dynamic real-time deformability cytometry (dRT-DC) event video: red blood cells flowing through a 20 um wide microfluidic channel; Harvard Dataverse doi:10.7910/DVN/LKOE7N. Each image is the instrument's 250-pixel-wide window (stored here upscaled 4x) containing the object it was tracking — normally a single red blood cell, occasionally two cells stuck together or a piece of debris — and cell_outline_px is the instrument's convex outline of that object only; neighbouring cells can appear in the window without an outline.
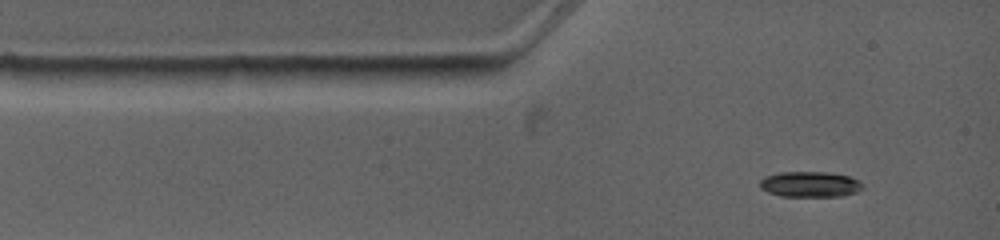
{"species": "common noctule bat (a hibernating species)", "species_latin": "Nyctalus noctula", "temperature_condition": "warm", "stored_images_in_passage": 4, "camera_frame_rate_fps": 4500, "um_per_image_px": 0.085, "animal": {"sex": "female", "body_mass_g": 19.0, "forearm_length_mm": 53.3}, "frame": {"image": 1, "passage_image": 1, "time_ms": 0.0, "image_size_px": [1000, 240], "cell_outline_px": [[864, 188], [856, 192], [840, 196], [780, 196], [768, 192], [760, 188], [760, 180], [764, 176], [780, 172], [828, 172], [848, 176], [856, 180]], "centroid_in_image_um": [68.8, 15.66], "position_along_channel_um": 16.2, "area_um2": 15.2}}
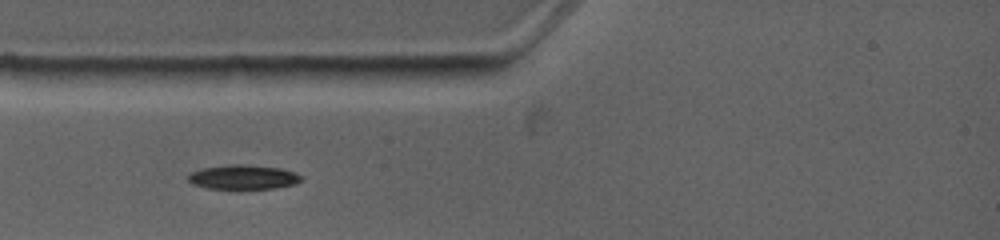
{"frame": {"image": 2, "passage_image": 3, "time_ms": 1.778, "image_size_px": [1000, 240], "cell_outline_px": [[300, 180], [292, 184], [276, 188], [208, 188], [192, 184], [188, 180], [188, 176], [192, 172], [200, 168], [228, 164], [240, 164], [280, 168], [292, 172], [300, 176]], "centroid_in_image_um": [20.59, 15.04], "position_along_channel_um": 64.4, "area_um2": 15.72}}
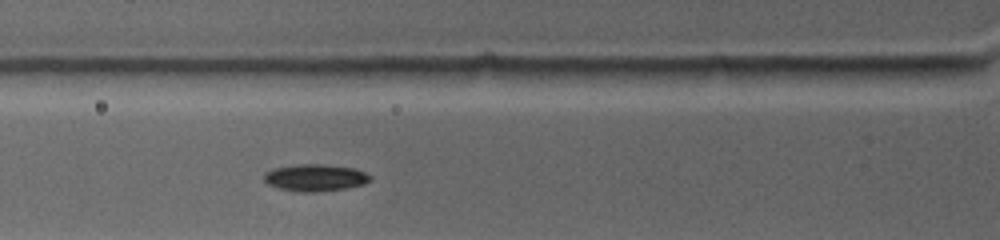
{"frame": {"image": 3, "passage_image": 4, "time_ms": 2.667, "image_size_px": [1000, 240], "cell_outline_px": [[372, 180], [364, 184], [344, 188], [316, 192], [296, 192], [280, 188], [268, 184], [264, 180], [264, 172], [272, 168], [292, 164], [320, 164], [352, 168], [364, 172], [372, 176]], "centroid_in_image_um": [26.75, 15.1], "position_along_channel_um": 99.0, "area_um2": 16.76}}